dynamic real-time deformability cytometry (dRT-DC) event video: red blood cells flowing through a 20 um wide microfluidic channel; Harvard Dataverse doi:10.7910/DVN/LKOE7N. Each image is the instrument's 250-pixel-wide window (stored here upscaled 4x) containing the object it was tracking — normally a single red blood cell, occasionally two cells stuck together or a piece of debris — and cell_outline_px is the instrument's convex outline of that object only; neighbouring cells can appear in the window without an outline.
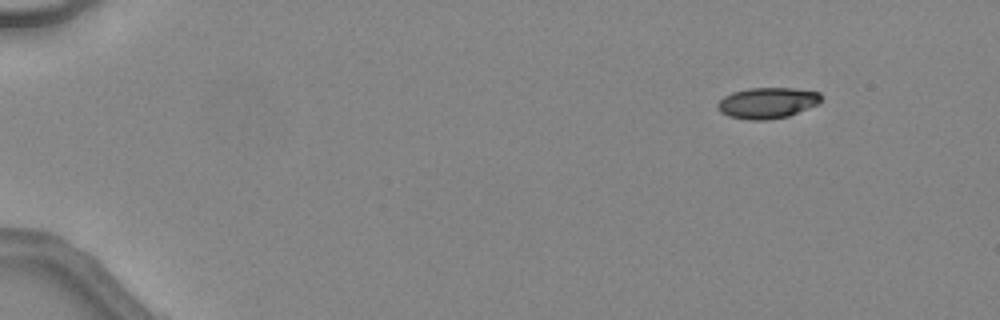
{"species": "common noctule bat (a hibernating species)", "species_latin": "Nyctalus noctula", "temperature_condition": "warm", "stored_images_in_passage": 4, "camera_frame_rate_fps": 3000, "um_per_image_px": 0.085, "animal": {"sex": "female", "body_mass_g": 24.6, "forearm_length_mm": 56.2}, "frame": {"image": 1, "passage_image": 1, "time_ms": 0.0, "image_size_px": [1000, 320], "cell_outline_px": [[820, 104], [788, 116], [768, 120], [748, 120], [728, 116], [720, 112], [716, 108], [716, 104], [724, 96], [732, 92], [748, 88], [792, 88], [820, 92]], "centroid_in_image_um": [65.2, 8.75], "position_along_channel_um": 19.8, "area_um2": 18.84}}